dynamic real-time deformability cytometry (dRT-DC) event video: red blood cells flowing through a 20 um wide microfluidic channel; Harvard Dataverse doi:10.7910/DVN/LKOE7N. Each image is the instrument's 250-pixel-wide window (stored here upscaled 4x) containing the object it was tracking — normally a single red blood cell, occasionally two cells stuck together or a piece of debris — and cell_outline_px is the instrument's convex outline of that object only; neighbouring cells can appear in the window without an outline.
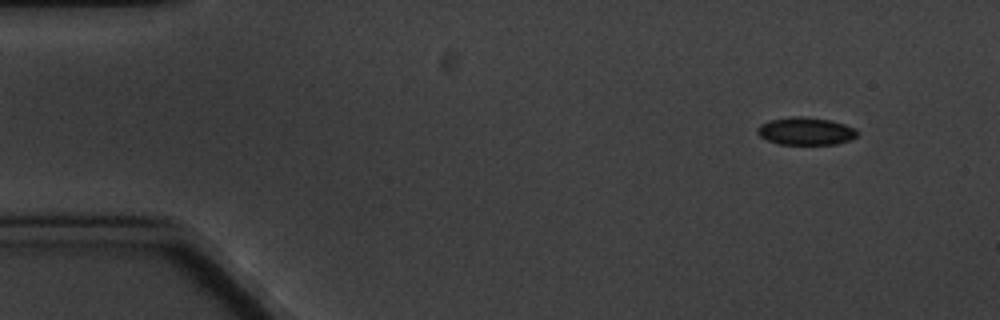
{"species": "common noctule bat (a hibernating species)", "species_latin": "Nyctalus noctula", "temperature_condition": "cold", "stored_images_in_passage": 4, "camera_frame_rate_fps": 3000, "um_per_image_px": 0.085, "animal": {"sex": "male", "body_mass_g": 20.1, "forearm_length_mm": 53.5}, "frame": {"image": 1, "passage_image": 1, "time_ms": 0.0, "image_size_px": [1000, 320], "cell_outline_px": [[860, 132], [856, 136], [848, 140], [836, 144], [780, 144], [768, 140], [760, 136], [756, 132], [756, 128], [760, 124], [768, 120], [792, 116], [800, 116], [832, 120], [844, 124]], "centroid_in_image_um": [68.45, 11.13], "position_along_channel_um": 16.5, "area_um2": 16.07}}